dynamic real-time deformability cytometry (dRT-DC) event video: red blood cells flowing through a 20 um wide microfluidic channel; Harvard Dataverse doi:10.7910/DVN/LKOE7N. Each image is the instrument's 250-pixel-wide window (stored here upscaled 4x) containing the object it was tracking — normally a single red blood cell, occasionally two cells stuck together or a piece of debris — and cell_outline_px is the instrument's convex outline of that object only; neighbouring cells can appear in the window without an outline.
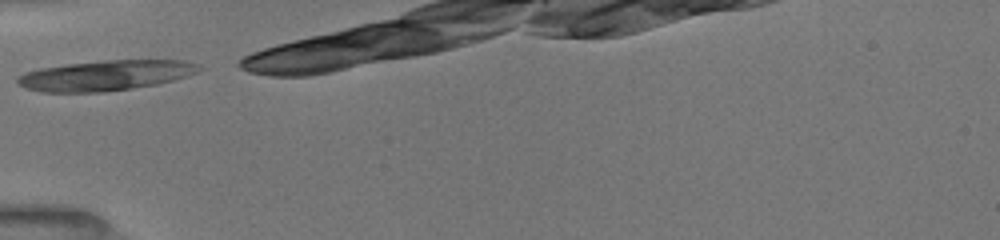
{"species": "common noctule bat (a hibernating species)", "species_latin": "Nyctalus noctula", "temperature_condition": "room temperature", "stored_images_in_passage": 10, "camera_frame_rate_fps": 3000, "um_per_image_px": 0.085, "animal": {"sex": "female", "body_mass_g": 19.5, "forearm_length_mm": 54.1}, "frame": {"image": 1, "passage_image": 1, "time_ms": 0.0, "image_size_px": [1000, 240], "cell_outline_px": [[204, 68], [200, 72], [188, 76], [156, 84], [132, 88], [104, 92], [40, 92], [24, 88], [16, 84], [16, 76], [24, 72], [40, 68], [68, 64], [104, 60], [184, 60], [200, 64]], "centroid_in_image_um": [8.97, 6.41], "position_along_channel_um": 76.0, "area_um2": 32.37}}
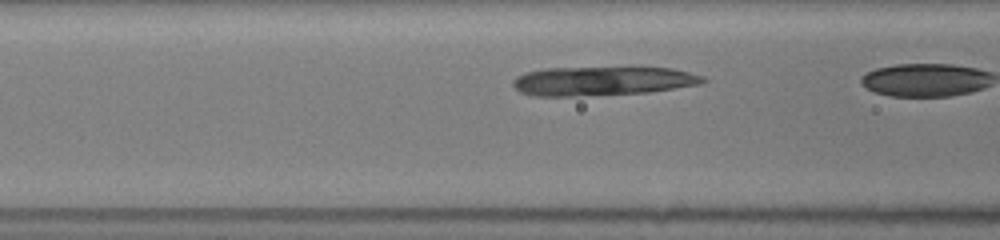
{"frame": {"image": 2, "passage_image": 4, "time_ms": 1.0, "image_size_px": [1000, 240], "cell_outline_px": [[708, 80], [700, 84], [648, 92], [576, 96], [532, 96], [520, 92], [512, 84], [512, 80], [516, 76], [524, 72], [544, 68], [640, 64], [672, 68], [704, 76]], "centroid_in_image_um": [51.24, 6.82], "position_along_channel_um": 115.4, "area_um2": 33.87}}